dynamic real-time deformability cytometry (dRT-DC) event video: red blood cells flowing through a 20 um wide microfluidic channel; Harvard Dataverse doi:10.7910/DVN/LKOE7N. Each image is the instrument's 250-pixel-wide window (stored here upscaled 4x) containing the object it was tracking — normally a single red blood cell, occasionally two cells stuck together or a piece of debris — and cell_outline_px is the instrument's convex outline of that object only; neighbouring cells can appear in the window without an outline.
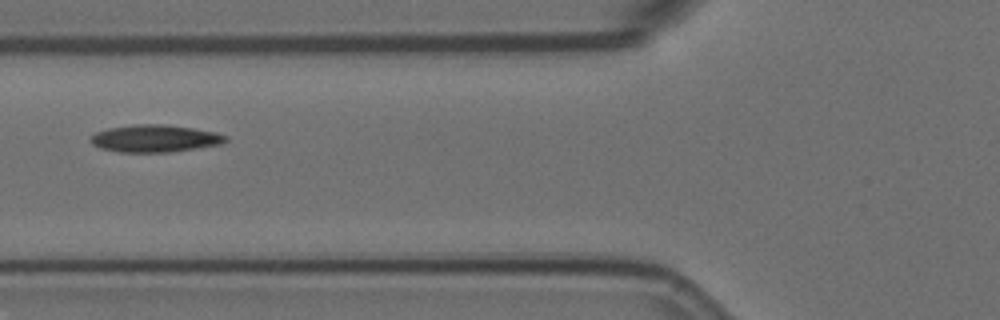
{"species": "Egyptian fruit bat (a non-hibernating species)", "species_latin": "Rousettus aegyptiacus", "temperature_condition": "room temperature", "stored_images_in_passage": 13, "camera_frame_rate_fps": 3000, "um_per_image_px": 0.085, "animal": {"sex": "female"}, "frame": {"image": 1, "passage_image": 5, "time_ms": 1.333, "image_size_px": [1000, 320], "cell_outline_px": [[228, 140], [220, 144], [168, 152], [120, 152], [100, 148], [92, 144], [88, 140], [96, 132], [108, 128], [136, 124], [164, 124], [192, 128], [216, 132], [228, 136]], "centroid_in_image_um": [13.14, 11.76], "position_along_channel_um": 112.7, "area_um2": 21.39}}
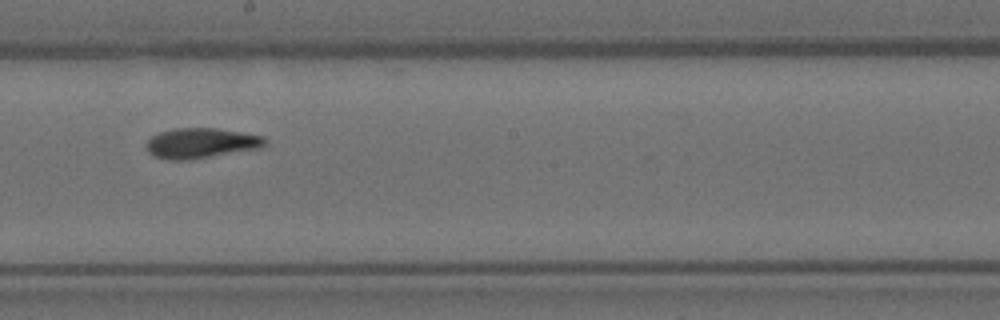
{"frame": {"image": 2, "passage_image": 8, "time_ms": 2.333, "image_size_px": [1000, 320], "cell_outline_px": [[268, 144], [260, 148], [188, 160], [168, 160], [156, 156], [148, 152], [144, 148], [148, 140], [152, 136], [160, 132], [176, 128], [216, 128], [264, 136], [268, 140]], "centroid_in_image_um": [17.1, 12.16], "position_along_channel_um": 231.1, "area_um2": 20.92}}
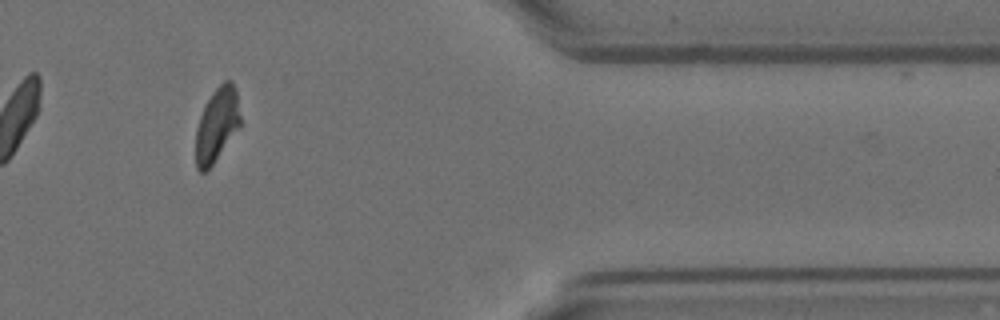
{"frame": {"image": 3, "passage_image": 12, "time_ms": 3.667, "image_size_px": [1000, 320], "cell_outline_px": [[240, 128], [208, 172], [200, 172], [196, 168], [196, 128], [200, 116], [212, 92], [224, 80], [232, 80], [236, 88], [240, 116]], "centroid_in_image_um": [18.45, 10.64], "position_along_channel_um": 393.0, "area_um2": 19.54}}